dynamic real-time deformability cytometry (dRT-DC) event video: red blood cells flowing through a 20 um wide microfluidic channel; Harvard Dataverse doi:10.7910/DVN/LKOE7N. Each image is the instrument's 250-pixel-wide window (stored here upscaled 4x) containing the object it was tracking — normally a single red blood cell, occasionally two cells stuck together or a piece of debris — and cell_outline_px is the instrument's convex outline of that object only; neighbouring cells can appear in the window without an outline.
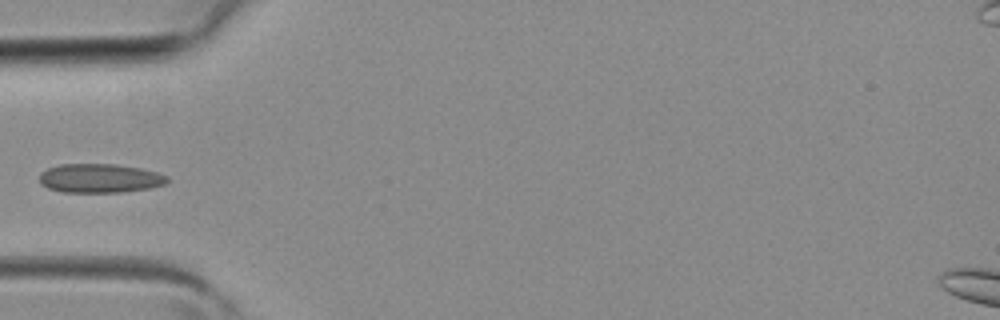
{"species": "common noctule bat (a hibernating species)", "species_latin": "Nyctalus noctula", "temperature_condition": "room temperature", "stored_images_in_passage": 2, "camera_frame_rate_fps": 3000, "um_per_image_px": 0.085, "animal": {"sex": "female", "body_mass_g": 19.3, "forearm_length_mm": 54.1}, "frame": {"image": 1, "passage_image": 2, "time_ms": 0.333, "image_size_px": [1000, 320], "cell_outline_px": [[168, 180], [164, 184], [148, 188], [120, 192], [60, 192], [48, 188], [40, 184], [40, 172], [48, 168], [60, 164], [112, 164], [140, 168], [156, 172], [168, 176]], "centroid_in_image_um": [8.44, 15.15], "position_along_channel_um": 76.6, "area_um2": 21.5}}